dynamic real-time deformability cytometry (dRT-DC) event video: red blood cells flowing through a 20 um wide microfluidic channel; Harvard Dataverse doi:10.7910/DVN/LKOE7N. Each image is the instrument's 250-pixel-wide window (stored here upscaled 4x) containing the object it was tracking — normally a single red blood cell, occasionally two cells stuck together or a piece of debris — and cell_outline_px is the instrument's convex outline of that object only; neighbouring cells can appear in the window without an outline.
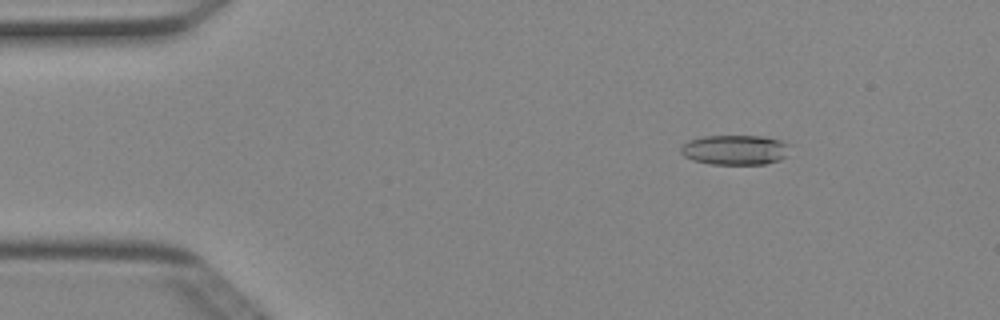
{"species": "Egyptian fruit bat (a non-hibernating species)", "species_latin": "Rousettus aegyptiacus", "temperature_condition": "cold", "stored_images_in_passage": 44, "camera_frame_rate_fps": 3000, "um_per_image_px": 0.085, "animal": {"sex": "female"}, "frame": {"image": 1, "passage_image": 1, "time_ms": 0.0, "image_size_px": [1000, 320], "cell_outline_px": [[792, 144], [784, 156], [780, 160], [764, 164], [712, 164], [692, 160], [684, 156], [680, 152], [680, 148], [688, 140], [704, 136], [764, 136], [784, 140]], "centroid_in_image_um": [62.51, 12.73], "position_along_channel_um": 22.5, "area_um2": 19.19}}
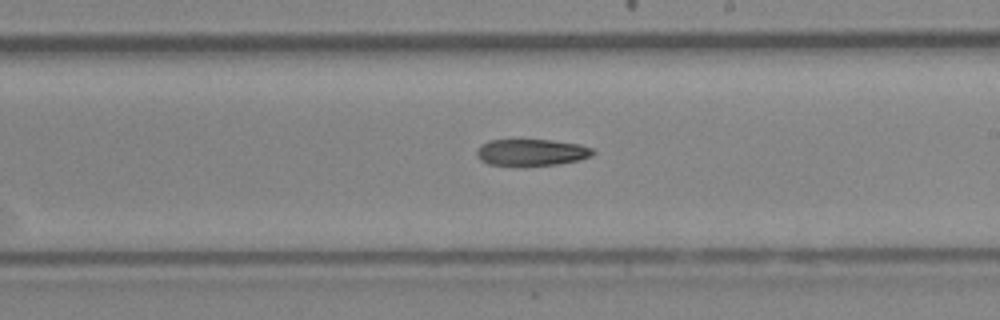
{"frame": {"image": 2, "passage_image": 23, "time_ms": 7.333, "image_size_px": [1000, 320], "cell_outline_px": [[596, 152], [592, 156], [580, 160], [556, 164], [488, 164], [480, 160], [476, 156], [476, 152], [480, 144], [488, 140], [552, 140], [580, 144], [592, 148]], "centroid_in_image_um": [45.19, 12.92], "position_along_channel_um": 243.8, "area_um2": 17.8}}
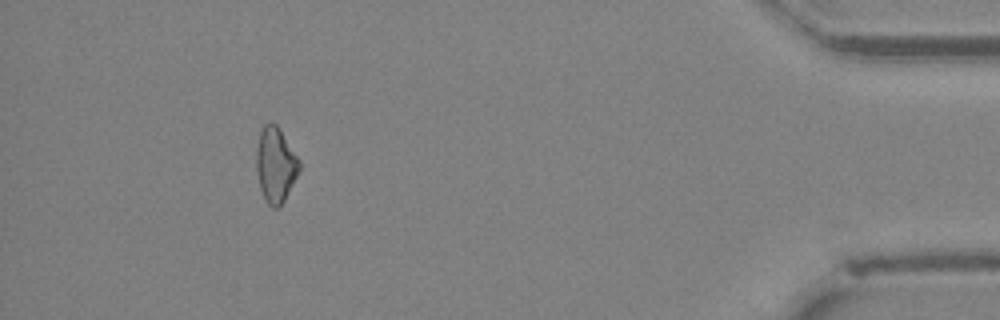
{"frame": {"image": 3, "passage_image": 40, "time_ms": 13.0, "image_size_px": [1000, 320], "cell_outline_px": [[300, 168], [280, 208], [272, 208], [264, 200], [260, 188], [256, 168], [256, 148], [260, 132], [264, 124], [276, 124], [300, 160]], "centroid_in_image_um": [23.4, 14.04], "position_along_channel_um": 411.8, "area_um2": 18.61}}